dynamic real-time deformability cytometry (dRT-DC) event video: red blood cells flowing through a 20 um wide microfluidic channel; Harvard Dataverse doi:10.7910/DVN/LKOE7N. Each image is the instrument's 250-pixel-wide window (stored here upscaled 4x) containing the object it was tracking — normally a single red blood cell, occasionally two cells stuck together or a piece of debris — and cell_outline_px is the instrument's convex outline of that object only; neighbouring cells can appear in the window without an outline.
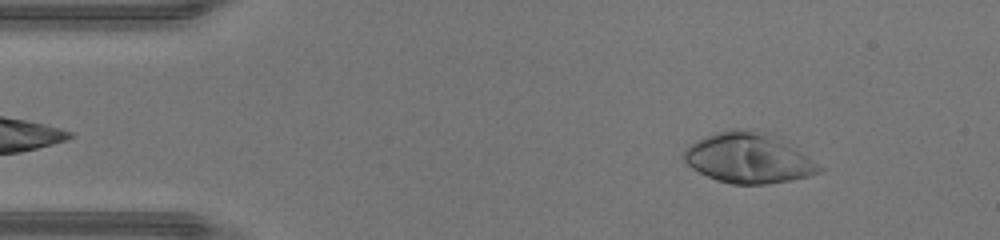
{"species": "human", "species_latin": "Homo sapiens", "temperature_condition": "warm", "stored_images_in_passage": 46, "camera_frame_rate_fps": 3000, "um_per_image_px": 0.085, "donor": {"sex": "male"}, "frame": {"image": 1, "passage_image": 5, "time_ms": 1.333, "image_size_px": [1000, 240], "cell_outline_px": [[828, 168], [824, 172], [792, 180], [768, 184], [732, 184], [716, 180], [692, 168], [684, 160], [684, 148], [696, 140], [716, 132], [736, 128], [748, 128], [784, 144], [800, 152]], "centroid_in_image_um": [63.61, 13.48], "position_along_channel_um": 21.4, "area_um2": 38.84}}
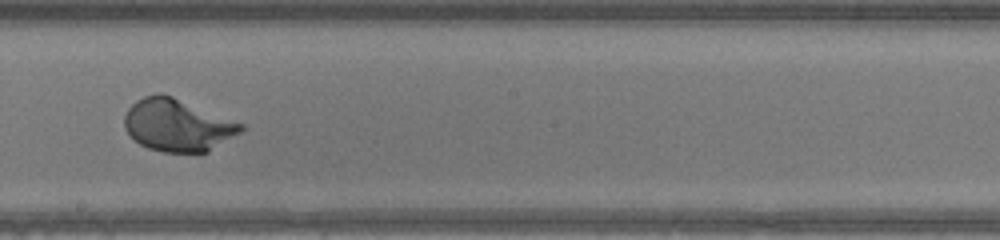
{"frame": {"image": 2, "passage_image": 25, "time_ms": 8.0, "image_size_px": [1000, 240], "cell_outline_px": [[244, 128], [240, 132], [208, 152], [164, 152], [148, 148], [140, 144], [124, 128], [124, 116], [128, 108], [136, 100], [144, 96], [160, 92], [172, 96], [244, 124]], "centroid_in_image_um": [15.07, 10.63], "position_along_channel_um": 233.1, "area_um2": 35.26}}
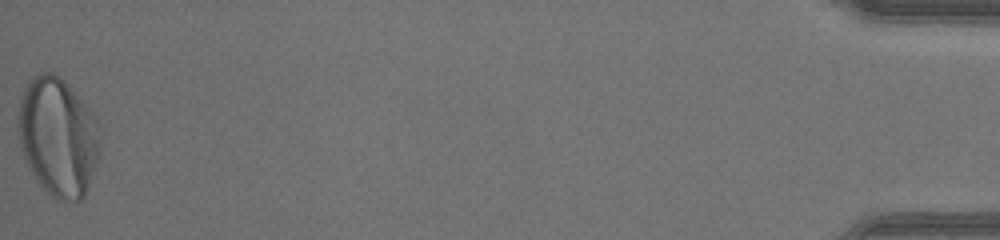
{"frame": {"image": 3, "passage_image": 46, "time_ms": 15.0, "image_size_px": [1000, 240], "cell_outline_px": [[96, 160], [84, 196], [80, 200], [72, 204], [60, 200], [52, 196], [36, 180], [24, 160], [20, 148], [16, 120], [20, 96], [28, 80], [32, 76], [40, 72], [52, 72], [60, 76], [64, 80], [96, 116]], "centroid_in_image_um": [4.84, 11.59], "position_along_channel_um": 430.4, "area_um2": 56.41}, "authors_computed_cell_mechanics": {"area_um2": 36.4429, "velocity_mm_per_s": 4.3679, "shape_relaxation_time_tau1_ms": 1.9539, "shape_relaxation_time_tau2_ms": null, "deformation_change_tau1": 0.1914, "deformation_change_tau2": null}}